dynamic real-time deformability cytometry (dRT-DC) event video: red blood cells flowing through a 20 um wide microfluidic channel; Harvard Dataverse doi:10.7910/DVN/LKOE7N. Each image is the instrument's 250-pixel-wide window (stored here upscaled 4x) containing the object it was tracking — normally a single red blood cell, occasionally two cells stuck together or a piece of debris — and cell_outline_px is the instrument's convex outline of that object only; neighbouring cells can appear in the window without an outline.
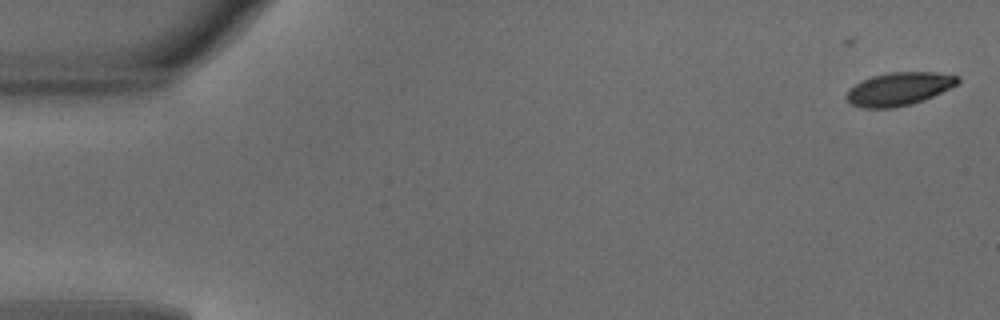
{"species": "common noctule bat (a hibernating species)", "species_latin": "Nyctalus noctula", "temperature_condition": "warm", "stored_images_in_passage": 15, "camera_frame_rate_fps": 3000, "um_per_image_px": 0.085, "animal": {"sex": "male", "body_mass_g": 18.8}, "frame": {"image": 1, "passage_image": 1, "time_ms": 0.0, "image_size_px": [1000, 320], "cell_outline_px": [[960, 80], [956, 84], [924, 100], [912, 104], [892, 108], [860, 108], [848, 104], [844, 96], [856, 84], [872, 76], [888, 72], [936, 72], [960, 76]], "centroid_in_image_um": [76.38, 7.57], "position_along_channel_um": 8.6, "area_um2": 21.44}}
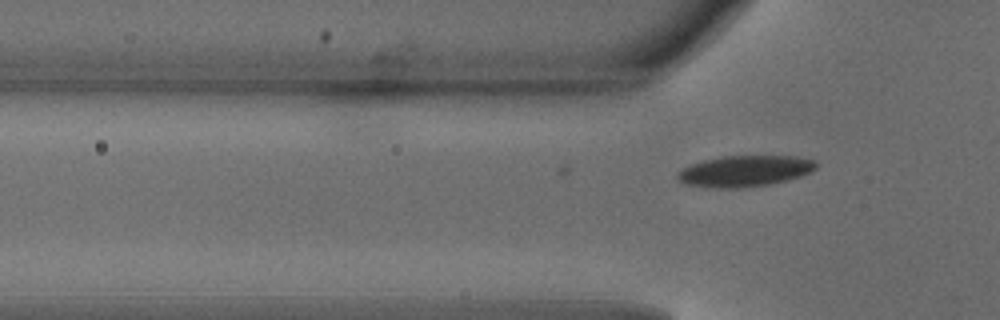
{"frame": {"image": 2, "passage_image": 15, "time_ms": 4.667, "image_size_px": [1000, 320], "cell_outline_px": [[816, 168], [800, 176], [788, 180], [768, 184], [744, 188], [712, 188], [684, 184], [676, 176], [676, 172], [692, 164], [704, 160], [720, 156], [796, 156], [816, 160]], "centroid_in_image_um": [63.29, 14.54], "position_along_channel_um": 62.5, "area_um2": 25.14}}